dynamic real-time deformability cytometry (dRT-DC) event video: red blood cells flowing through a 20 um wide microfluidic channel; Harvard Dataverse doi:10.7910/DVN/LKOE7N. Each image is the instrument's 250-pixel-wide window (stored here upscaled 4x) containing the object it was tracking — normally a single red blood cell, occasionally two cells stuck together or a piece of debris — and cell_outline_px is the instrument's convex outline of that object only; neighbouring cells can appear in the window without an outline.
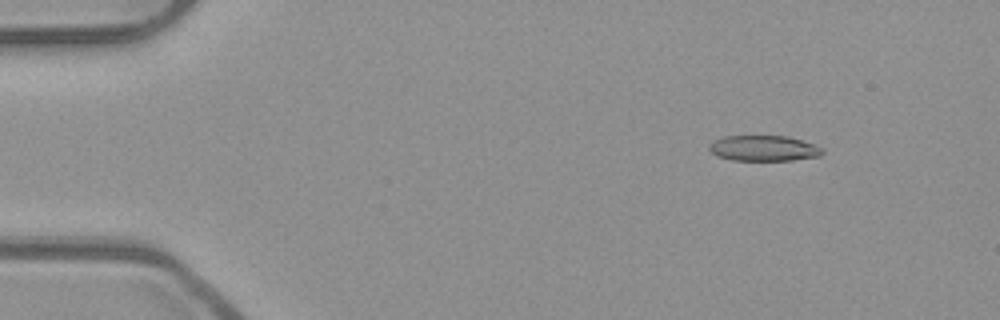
{"species": "common noctule bat (a hibernating species)", "species_latin": "Nyctalus noctula", "temperature_condition": "room temperature", "stored_images_in_passage": 54, "segment_of_instrument_passage": [1, 2], "camera_frame_rate_fps": 3000, "um_per_image_px": 0.085, "animal": {"sex": "male", "body_mass_g": 23.1, "forearm_length_mm": 52.7}, "frame": {"image": 1, "passage_image": 7, "time_ms": 2.0, "image_size_px": [1000, 320], "cell_outline_px": [[824, 152], [820, 156], [792, 160], [732, 160], [716, 156], [708, 148], [708, 144], [724, 136], [788, 136], [824, 148]], "centroid_in_image_um": [64.91, 12.6], "position_along_channel_um": 20.1, "area_um2": 16.82}}
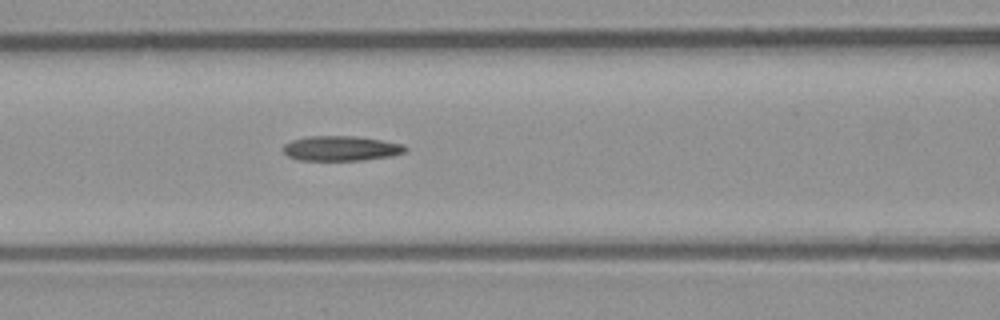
{"frame": {"image": 2, "passage_image": 23, "time_ms": 7.333, "image_size_px": [1000, 320], "cell_outline_px": [[408, 148], [404, 152], [392, 156], [364, 160], [300, 160], [288, 156], [284, 152], [284, 144], [292, 140], [308, 136], [352, 136], [380, 140], [404, 144]], "centroid_in_image_um": [29.0, 12.61], "position_along_channel_um": 137.6, "area_um2": 17.63}}
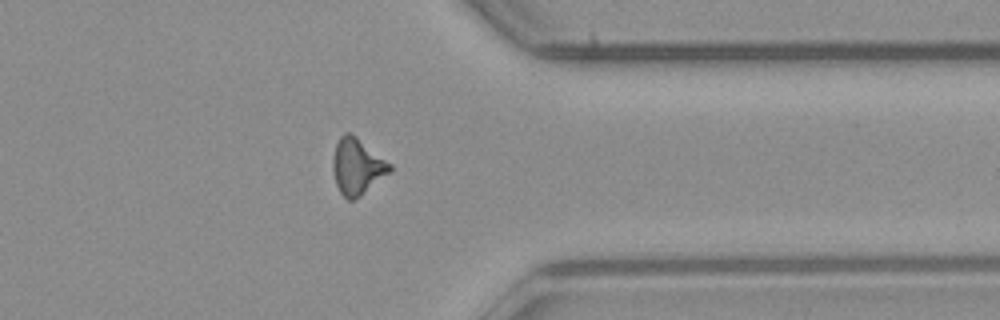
{"frame": {"image": 3, "passage_image": 42, "time_ms": 13.667, "image_size_px": [1000, 320], "cell_outline_px": [[392, 172], [360, 196], [352, 200], [348, 200], [340, 192], [336, 184], [332, 172], [332, 156], [336, 144], [340, 136], [344, 132], [352, 132], [392, 164]], "centroid_in_image_um": [30.36, 14.13], "position_along_channel_um": 381.0, "area_um2": 19.02}}